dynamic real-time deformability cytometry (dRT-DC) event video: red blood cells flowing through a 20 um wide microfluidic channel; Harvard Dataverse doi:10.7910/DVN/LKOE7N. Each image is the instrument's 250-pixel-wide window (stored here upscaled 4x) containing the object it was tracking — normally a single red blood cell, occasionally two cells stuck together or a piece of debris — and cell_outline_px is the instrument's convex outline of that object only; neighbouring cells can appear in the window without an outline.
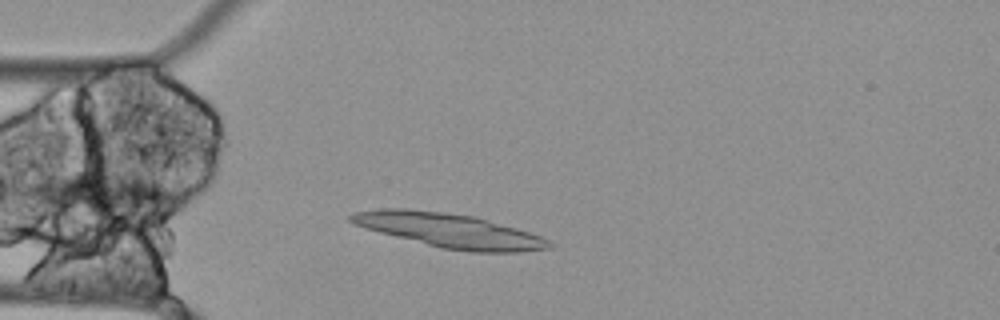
{"species": "Egyptian fruit bat (a non-hibernating species)", "species_latin": "Rousettus aegyptiacus", "temperature_condition": "cold", "stored_images_in_passage": 5, "camera_frame_rate_fps": 3000, "um_per_image_px": 0.085, "animal": {"sex": "female"}, "frame": {"image": 1, "passage_image": 3, "time_ms": 0.667, "image_size_px": [1000, 320], "cell_outline_px": [[552, 248], [520, 252], [472, 252], [440, 248], [364, 228], [352, 224], [348, 220], [348, 216], [356, 212], [380, 208], [408, 208], [444, 212], [472, 216], [516, 228], [540, 236], [548, 240], [552, 244]], "centroid_in_image_um": [38.15, 19.59], "position_along_channel_um": 46.9, "area_um2": 39.36}}